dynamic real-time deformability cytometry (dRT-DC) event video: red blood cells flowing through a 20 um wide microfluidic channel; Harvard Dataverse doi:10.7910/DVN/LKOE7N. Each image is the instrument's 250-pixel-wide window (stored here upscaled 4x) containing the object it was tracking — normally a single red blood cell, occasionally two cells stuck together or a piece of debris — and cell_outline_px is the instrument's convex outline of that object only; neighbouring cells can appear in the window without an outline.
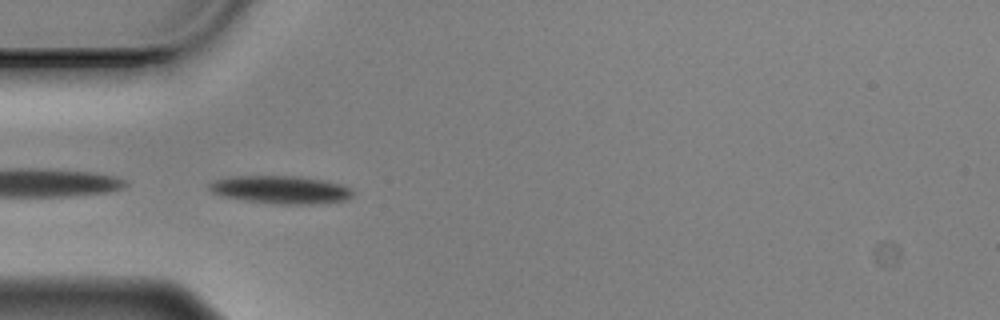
{"species": "Egyptian fruit bat (a non-hibernating species)", "species_latin": "Rousettus aegyptiacus", "temperature_condition": "cold", "stored_images_in_passage": 15, "camera_frame_rate_fps": 3000, "um_per_image_px": 0.085, "animal": {"sex": "male"}, "frame": {"image": 1, "passage_image": 1, "time_ms": 0.0, "image_size_px": [1000, 320], "cell_outline_px": [[344, 192], [340, 196], [308, 200], [296, 200], [252, 196], [224, 192], [216, 188], [220, 184], [232, 180], [296, 180], [324, 184], [340, 188]], "centroid_in_image_um": [23.89, 16.09], "position_along_channel_um": 61.1, "area_um2": 13.7}}
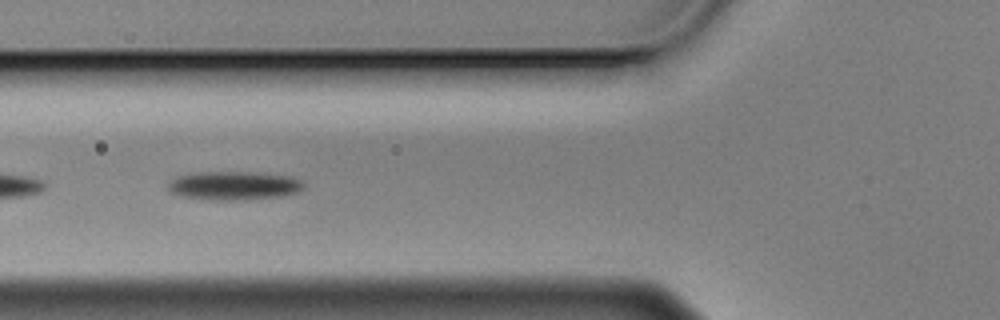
{"frame": {"image": 2, "passage_image": 5, "time_ms": 1.333, "image_size_px": [1000, 320], "cell_outline_px": [[296, 184], [292, 188], [276, 192], [192, 192], [180, 188], [176, 184], [184, 180], [200, 176], [252, 176], [288, 180]], "centroid_in_image_um": [19.97, 15.67], "position_along_channel_um": 105.8, "area_um2": 11.68}}
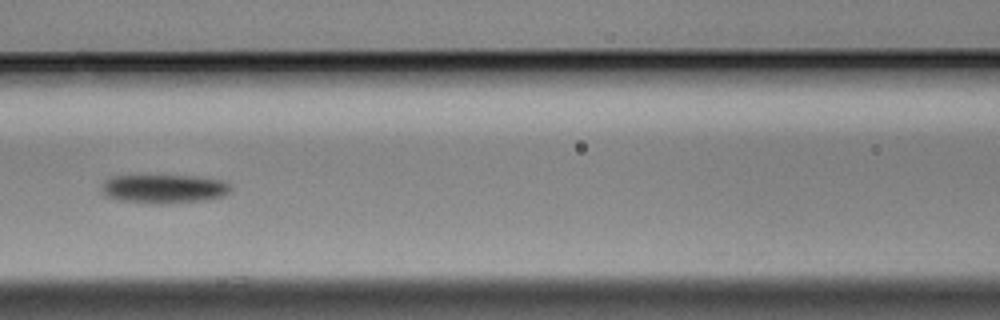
{"frame": {"image": 3, "passage_image": 9, "time_ms": 2.667, "image_size_px": [1000, 320], "cell_outline_px": [[224, 188], [216, 192], [196, 196], [136, 196], [116, 192], [112, 188], [112, 184], [116, 180], [196, 180], [220, 184]], "centroid_in_image_um": [14.06, 15.96], "position_along_channel_um": 152.5, "area_um2": 11.27}}